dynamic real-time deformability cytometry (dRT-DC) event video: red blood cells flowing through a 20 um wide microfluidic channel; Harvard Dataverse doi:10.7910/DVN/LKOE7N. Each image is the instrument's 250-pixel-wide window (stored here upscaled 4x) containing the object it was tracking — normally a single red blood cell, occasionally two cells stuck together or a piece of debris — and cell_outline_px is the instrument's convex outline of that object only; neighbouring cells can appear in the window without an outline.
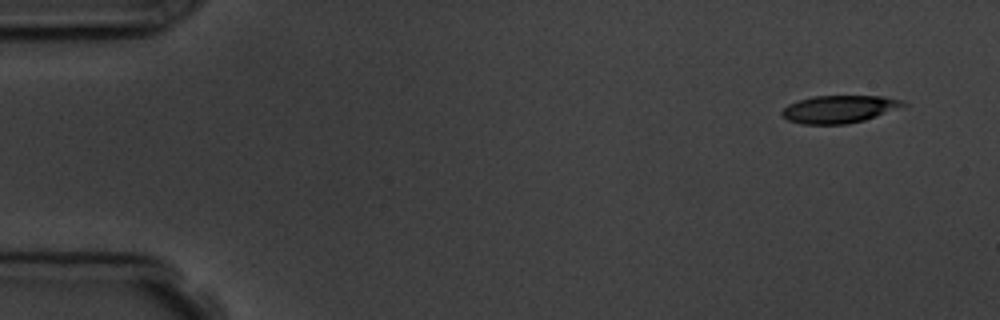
{"species": "common noctule bat (a hibernating species)", "species_latin": "Nyctalus noctula", "temperature_condition": "room temperature", "stored_images_in_passage": 4, "camera_frame_rate_fps": 3000, "um_per_image_px": 0.085, "animal": {"sex": "male", "body_mass_g": 19.5, "forearm_length_mm": 54.6}, "frame": {"image": 1, "passage_image": 1, "time_ms": 0.0, "image_size_px": [1000, 320], "cell_outline_px": [[908, 104], [876, 116], [864, 120], [848, 124], [800, 124], [788, 120], [780, 116], [780, 112], [788, 104], [812, 96], [880, 96], [904, 100]], "centroid_in_image_um": [71.29, 9.28], "position_along_channel_um": 13.7, "area_um2": 19.48}}
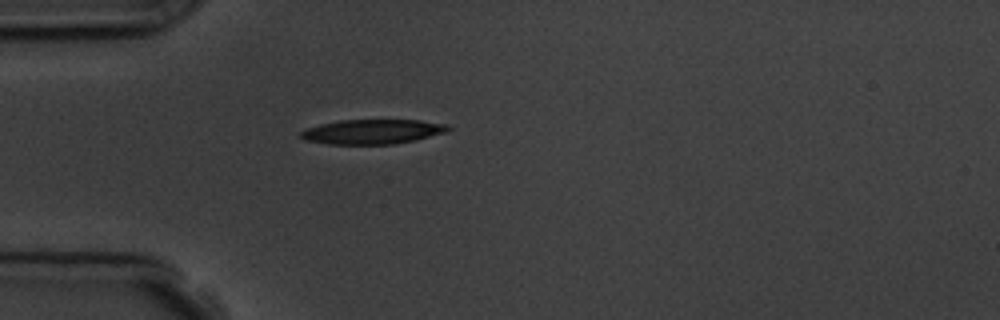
{"frame": {"image": 2, "passage_image": 4, "time_ms": 4.0, "image_size_px": [1000, 320], "cell_outline_px": [[452, 128], [444, 132], [416, 140], [392, 144], [328, 144], [304, 140], [300, 136], [300, 132], [308, 128], [320, 124], [340, 120], [420, 120], [448, 124]], "centroid_in_image_um": [31.66, 11.19], "position_along_channel_um": 53.3, "area_um2": 21.1}}